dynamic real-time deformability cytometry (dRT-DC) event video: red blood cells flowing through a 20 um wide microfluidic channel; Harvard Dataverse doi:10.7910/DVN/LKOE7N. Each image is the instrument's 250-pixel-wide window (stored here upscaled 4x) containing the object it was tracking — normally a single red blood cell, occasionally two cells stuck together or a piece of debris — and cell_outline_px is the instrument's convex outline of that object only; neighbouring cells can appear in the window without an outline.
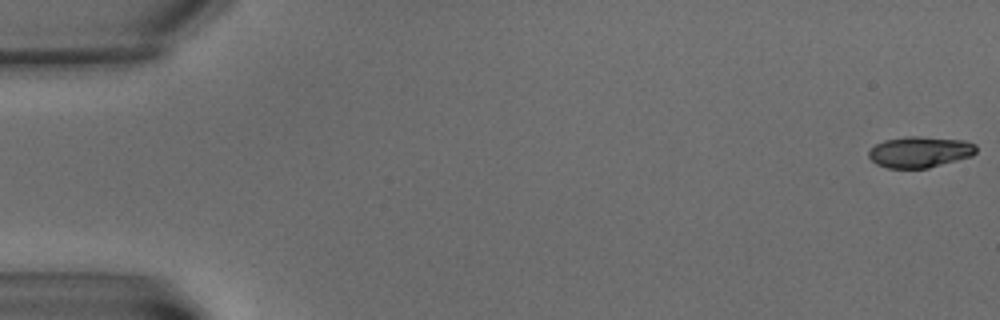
{"species": "common noctule bat (a hibernating species)", "species_latin": "Nyctalus noctula", "temperature_condition": "warm", "stored_images_in_passage": 7, "camera_frame_rate_fps": 3000, "um_per_image_px": 0.085, "animal": {"sex": "male", "body_mass_g": 15.6}, "frame": {"image": 1, "passage_image": 1, "time_ms": 0.0, "image_size_px": [1000, 320], "cell_outline_px": [[976, 152], [972, 156], [928, 168], [888, 168], [876, 164], [868, 156], [868, 152], [876, 144], [884, 140], [904, 136], [920, 136], [964, 140], [976, 144]], "centroid_in_image_um": [78.19, 12.91], "position_along_channel_um": 6.8, "area_um2": 19.54}}
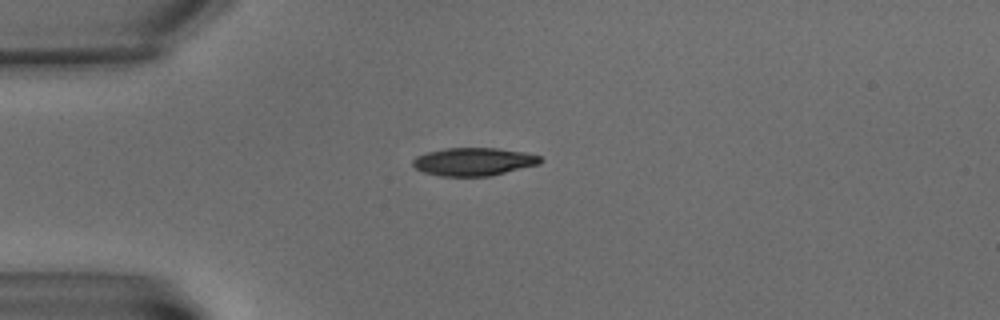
{"frame": {"image": 2, "passage_image": 6, "time_ms": 6.0, "image_size_px": [1000, 320], "cell_outline_px": [[544, 160], [540, 164], [492, 176], [440, 176], [424, 172], [416, 168], [412, 164], [412, 160], [416, 156], [428, 152], [444, 148], [496, 148], [524, 152], [540, 156]], "centroid_in_image_um": [40.29, 13.74], "position_along_channel_um": 44.7, "area_um2": 20.92}}